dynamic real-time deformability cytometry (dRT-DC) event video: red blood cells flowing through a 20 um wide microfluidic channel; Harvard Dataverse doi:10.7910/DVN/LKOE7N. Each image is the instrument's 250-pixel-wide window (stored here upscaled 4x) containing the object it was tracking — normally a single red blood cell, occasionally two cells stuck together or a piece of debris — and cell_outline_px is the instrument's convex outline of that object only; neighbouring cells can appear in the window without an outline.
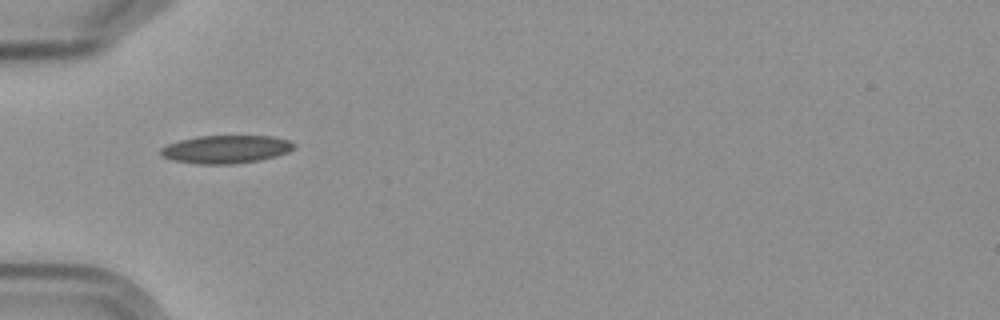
{"species": "Egyptian fruit bat (a non-hibernating species)", "species_latin": "Rousettus aegyptiacus", "temperature_condition": "cold", "stored_images_in_passage": 11, "camera_frame_rate_fps": 3000, "um_per_image_px": 0.085, "frame": {"image": 1, "passage_image": 1, "time_ms": 0.0, "image_size_px": [1000, 320], "cell_outline_px": [[296, 144], [288, 152], [276, 156], [260, 160], [232, 164], [196, 164], [172, 160], [160, 156], [160, 148], [168, 144], [180, 140], [196, 136], [272, 136], [288, 140]], "centroid_in_image_um": [19.17, 12.69], "position_along_channel_um": 65.8, "area_um2": 21.85}}
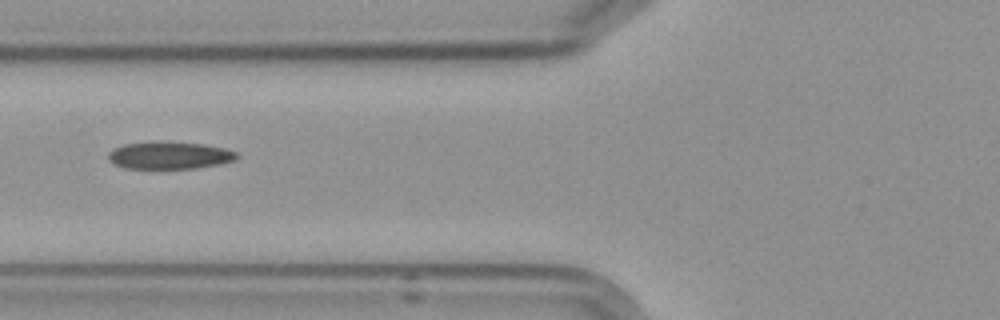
{"frame": {"image": 2, "passage_image": 2, "time_ms": 1.333, "image_size_px": [1000, 320], "cell_outline_px": [[240, 156], [236, 160], [220, 164], [196, 168], [124, 168], [108, 160], [108, 152], [112, 148], [124, 144], [152, 140], [160, 140], [204, 144], [224, 148], [236, 152]], "centroid_in_image_um": [14.39, 13.18], "position_along_channel_um": 111.4, "area_um2": 20.92}}
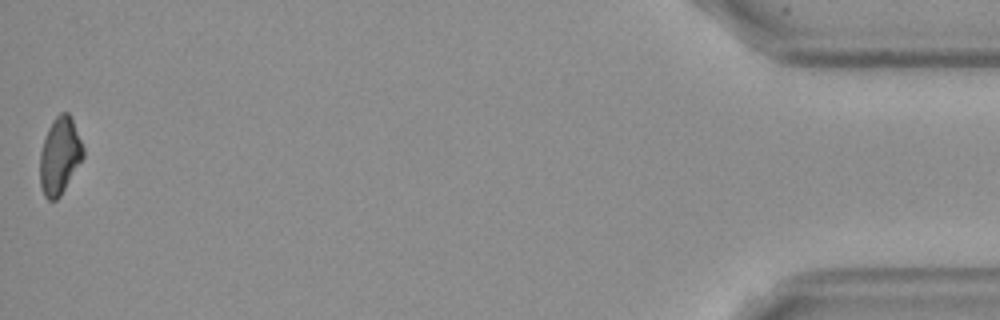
{"frame": {"image": 3, "passage_image": 11, "time_ms": 12.667, "image_size_px": [1000, 320], "cell_outline_px": [[84, 156], [60, 196], [56, 200], [48, 200], [44, 196], [40, 184], [40, 152], [48, 128], [52, 120], [60, 112], [68, 112], [72, 116], [84, 148]], "centroid_in_image_um": [5.08, 13.22], "position_along_channel_um": 430.1, "area_um2": 19.42}, "authors_computed_cell_mechanics": {"area_um2": 20.6346, "velocity_mm_per_s": 3.581, "shape_relaxation_time_tau1_ms": 8.7792, "shape_relaxation_time_tau2_ms": 7.7403, "deformation_change_tau1": 0.1474, "deformation_change_tau2": 0.1702}}